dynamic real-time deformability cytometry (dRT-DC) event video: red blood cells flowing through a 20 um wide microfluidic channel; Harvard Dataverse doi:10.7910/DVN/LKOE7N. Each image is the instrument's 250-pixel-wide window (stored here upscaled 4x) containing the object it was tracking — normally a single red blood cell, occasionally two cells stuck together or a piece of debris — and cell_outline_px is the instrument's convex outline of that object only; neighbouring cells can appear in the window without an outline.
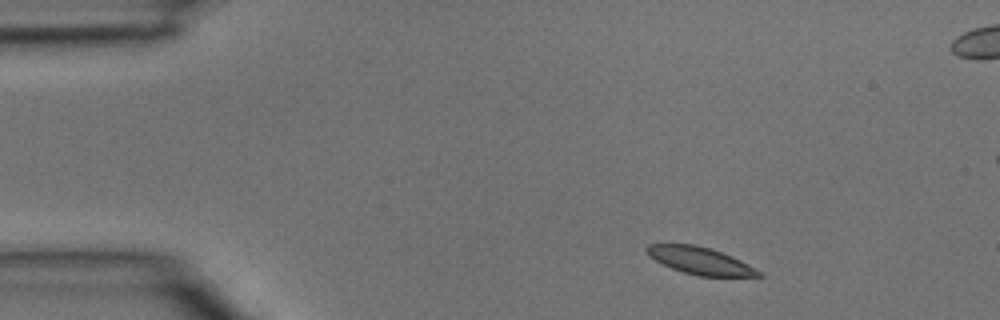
{"species": "common noctule bat (a hibernating species)", "species_latin": "Nyctalus noctula", "temperature_condition": "room temperature", "stored_images_in_passage": 3, "camera_frame_rate_fps": 3000, "um_per_image_px": 0.085, "animal": {"sex": "male", "body_mass_g": 15.6}, "frame": {"image": 1, "passage_image": 1, "time_ms": 0.0, "image_size_px": [1000, 320], "cell_outline_px": [[764, 276], [700, 276], [684, 272], [672, 268], [648, 256], [644, 252], [644, 248], [648, 244], [696, 244], [732, 256], [764, 272]], "centroid_in_image_um": [59.5, 22.15], "position_along_channel_um": 25.5, "area_um2": 17.69}}